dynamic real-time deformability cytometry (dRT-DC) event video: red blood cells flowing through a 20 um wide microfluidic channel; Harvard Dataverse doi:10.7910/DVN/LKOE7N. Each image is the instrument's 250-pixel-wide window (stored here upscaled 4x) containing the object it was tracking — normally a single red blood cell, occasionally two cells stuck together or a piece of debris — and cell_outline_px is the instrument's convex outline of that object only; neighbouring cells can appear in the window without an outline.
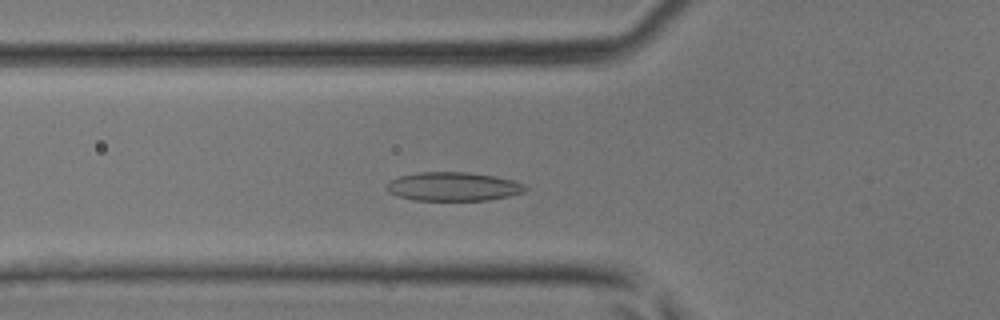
{"species": "common noctule bat (a hibernating species)", "species_latin": "Nyctalus noctula", "temperature_condition": "room temperature", "stored_images_in_passage": 41, "camera_frame_rate_fps": 3000, "um_per_image_px": 0.085, "animal": {"sex": "male", "body_mass_g": 17.9, "forearm_length_mm": 54.2}, "frame": {"image": 1, "passage_image": 12, "time_ms": 3.667, "image_size_px": [1000, 320], "cell_outline_px": [[528, 188], [524, 192], [508, 196], [488, 200], [412, 200], [388, 192], [388, 184], [392, 180], [400, 176], [420, 172], [468, 172], [492, 176], [512, 180], [524, 184]], "centroid_in_image_um": [38.55, 15.86], "position_along_channel_um": 87.2, "area_um2": 22.95}}
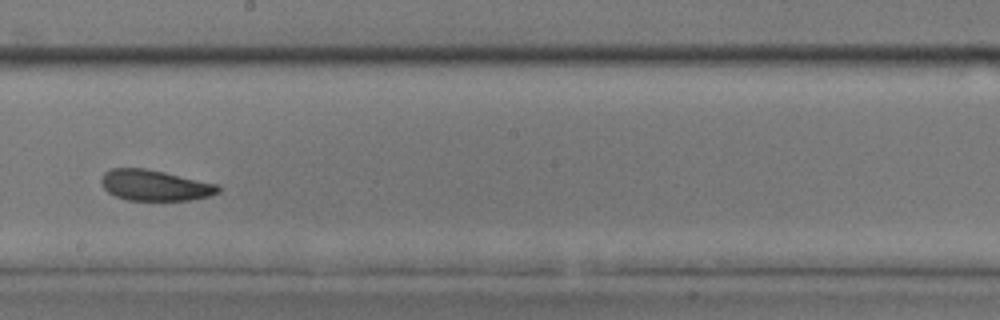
{"frame": {"image": 2, "passage_image": 22, "time_ms": 7.0, "image_size_px": [1000, 320], "cell_outline_px": [[220, 192], [208, 196], [188, 200], [128, 200], [116, 196], [108, 192], [104, 188], [100, 180], [104, 172], [112, 168], [144, 168], [164, 172], [220, 184]], "centroid_in_image_um": [13.17, 15.75], "position_along_channel_um": 235.0, "area_um2": 20.98}}
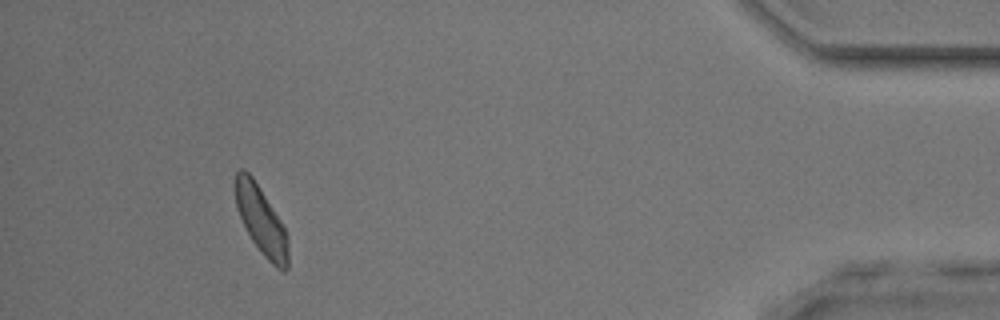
{"frame": {"image": 3, "passage_image": 38, "time_ms": 12.333, "image_size_px": [1000, 320], "cell_outline_px": [[288, 268], [284, 272], [280, 272], [264, 256], [252, 240], [236, 208], [232, 184], [236, 172], [240, 168], [244, 168], [252, 176], [280, 220], [288, 236]], "centroid_in_image_um": [22.17, 18.71], "position_along_channel_um": 413.0, "area_um2": 21.15}}